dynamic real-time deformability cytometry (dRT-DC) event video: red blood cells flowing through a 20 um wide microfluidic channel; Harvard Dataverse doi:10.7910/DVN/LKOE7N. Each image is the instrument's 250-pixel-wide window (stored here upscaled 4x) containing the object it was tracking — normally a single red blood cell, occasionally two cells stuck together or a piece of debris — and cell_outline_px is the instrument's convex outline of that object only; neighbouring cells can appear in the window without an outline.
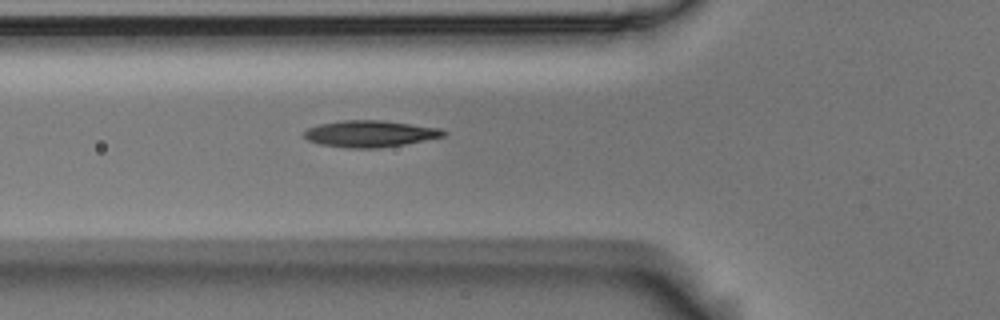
{"species": "Egyptian fruit bat (a non-hibernating species)", "species_latin": "Rousettus aegyptiacus", "temperature_condition": "room temperature", "stored_images_in_passage": 6, "camera_frame_rate_fps": 3000, "um_per_image_px": 0.085, "animal": {"sex": "male"}, "frame": {"image": 1, "passage_image": 6, "time_ms": 1.667, "image_size_px": [1000, 320], "cell_outline_px": [[448, 132], [444, 136], [404, 144], [380, 148], [348, 148], [320, 144], [308, 140], [304, 136], [304, 132], [308, 128], [320, 124], [340, 120], [384, 120], [440, 128]], "centroid_in_image_um": [31.46, 11.36], "position_along_channel_um": 94.3, "area_um2": 21.56}}